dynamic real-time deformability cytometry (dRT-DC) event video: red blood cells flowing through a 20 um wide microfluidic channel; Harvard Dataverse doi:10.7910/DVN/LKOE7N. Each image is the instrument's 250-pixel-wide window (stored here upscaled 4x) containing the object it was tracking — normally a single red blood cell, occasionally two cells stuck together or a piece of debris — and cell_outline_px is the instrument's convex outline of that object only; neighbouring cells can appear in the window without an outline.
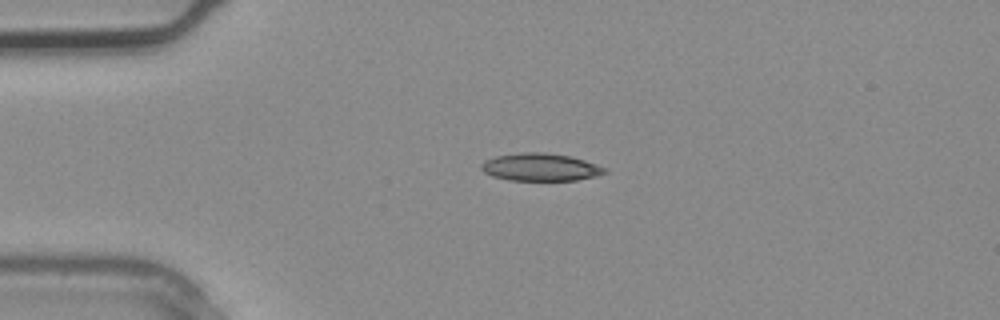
{"species": "common noctule bat (a hibernating species)", "species_latin": "Nyctalus noctula", "temperature_condition": "warm", "stored_images_in_passage": 2, "camera_frame_rate_fps": 3000, "um_per_image_px": 0.085, "animal": {"sex": "male", "body_mass_g": 20.4}, "frame": {"image": 1, "passage_image": 1, "time_ms": 0.0, "image_size_px": [1000, 320], "cell_outline_px": [[608, 172], [596, 176], [576, 180], [508, 180], [492, 176], [484, 172], [480, 168], [480, 164], [484, 160], [496, 156], [524, 152], [544, 152], [572, 156], [608, 168]], "centroid_in_image_um": [45.94, 14.2], "position_along_channel_um": 39.1, "area_um2": 20.0}}
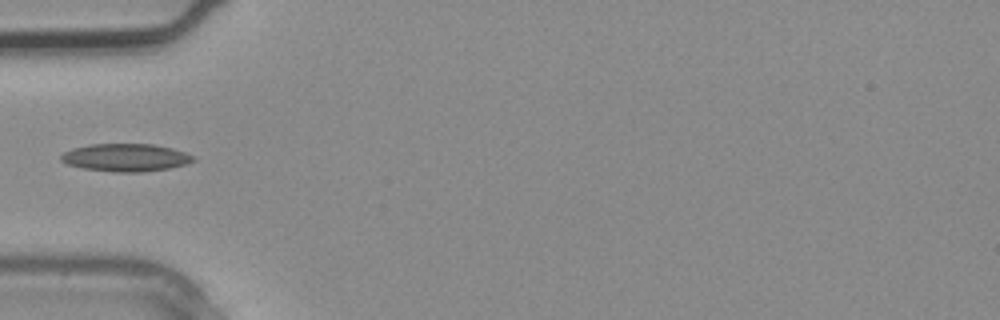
{"frame": {"image": 2, "passage_image": 2, "time_ms": 0.333, "image_size_px": [1000, 320], "cell_outline_px": [[196, 160], [188, 164], [168, 168], [144, 172], [112, 172], [84, 168], [68, 164], [60, 160], [60, 156], [64, 152], [72, 148], [92, 144], [152, 144], [172, 148], [196, 156]], "centroid_in_image_um": [10.72, 13.39], "position_along_channel_um": 74.3, "area_um2": 21.44}}